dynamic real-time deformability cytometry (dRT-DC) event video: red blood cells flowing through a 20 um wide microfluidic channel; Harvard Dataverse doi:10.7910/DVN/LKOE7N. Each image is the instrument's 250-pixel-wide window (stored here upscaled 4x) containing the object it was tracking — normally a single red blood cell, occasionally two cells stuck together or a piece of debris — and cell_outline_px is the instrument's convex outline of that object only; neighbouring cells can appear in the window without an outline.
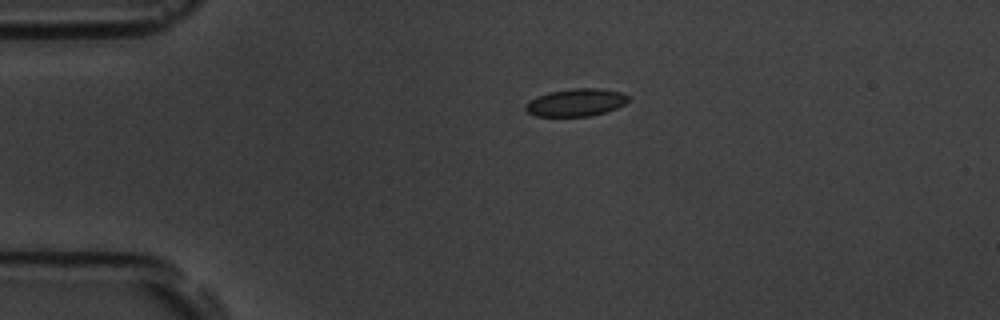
{"species": "common noctule bat (a hibernating species)", "species_latin": "Nyctalus noctula", "temperature_condition": "room temperature", "stored_images_in_passage": 43, "camera_frame_rate_fps": 3000, "um_per_image_px": 0.085, "animal": {"sex": "male", "body_mass_g": 19.5, "forearm_length_mm": 54.6}, "frame": {"image": 1, "passage_image": 1, "time_ms": 0.0, "image_size_px": [1000, 320], "cell_outline_px": [[628, 100], [624, 104], [616, 108], [604, 112], [588, 116], [536, 116], [528, 112], [524, 108], [524, 104], [528, 100], [536, 96], [548, 92], [576, 88], [600, 88], [620, 92], [628, 96]], "centroid_in_image_um": [48.9, 8.7], "position_along_channel_um": 36.1, "area_um2": 16.47}}
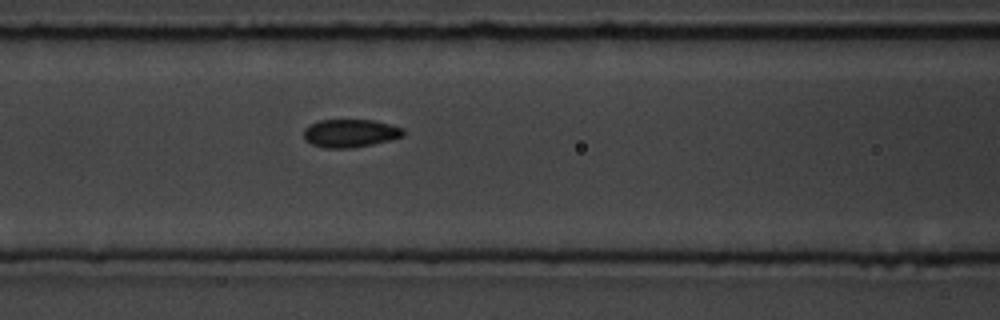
{"frame": {"image": 2, "passage_image": 12, "time_ms": 3.667, "image_size_px": [1000, 320], "cell_outline_px": [[404, 136], [392, 140], [352, 148], [324, 148], [312, 144], [304, 140], [304, 128], [320, 120], [376, 120], [404, 128]], "centroid_in_image_um": [29.8, 11.33], "position_along_channel_um": 136.8, "area_um2": 16.42}}
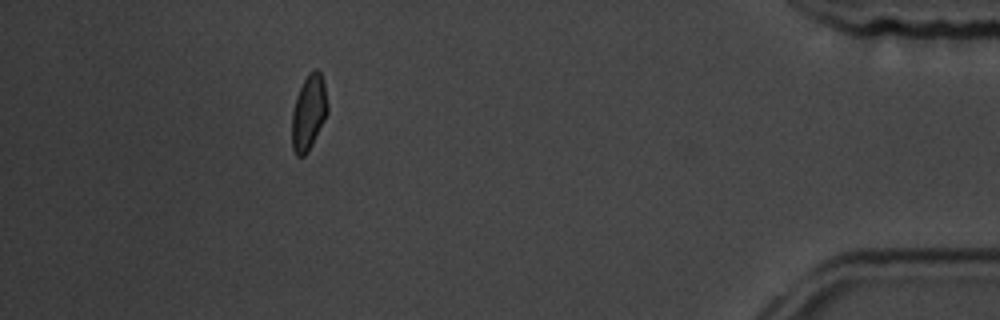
{"frame": {"image": 3, "passage_image": 38, "time_ms": 12.333, "image_size_px": [1000, 320], "cell_outline_px": [[328, 112], [308, 152], [304, 156], [296, 156], [292, 148], [292, 112], [296, 96], [308, 72], [316, 68], [320, 72], [324, 84], [328, 104]], "centroid_in_image_um": [26.23, 9.56], "position_along_channel_um": 409.0, "area_um2": 15.61}, "authors_computed_cell_mechanics": {"area_um2": 16.2418, "velocity_mm_per_s": 3.7848, "shape_relaxation_time_tau1_ms": 2.8941, "shape_relaxation_time_tau2_ms": 2.889, "deformation_change_tau1": 0.0937, "deformation_change_tau2": 0.0762}}